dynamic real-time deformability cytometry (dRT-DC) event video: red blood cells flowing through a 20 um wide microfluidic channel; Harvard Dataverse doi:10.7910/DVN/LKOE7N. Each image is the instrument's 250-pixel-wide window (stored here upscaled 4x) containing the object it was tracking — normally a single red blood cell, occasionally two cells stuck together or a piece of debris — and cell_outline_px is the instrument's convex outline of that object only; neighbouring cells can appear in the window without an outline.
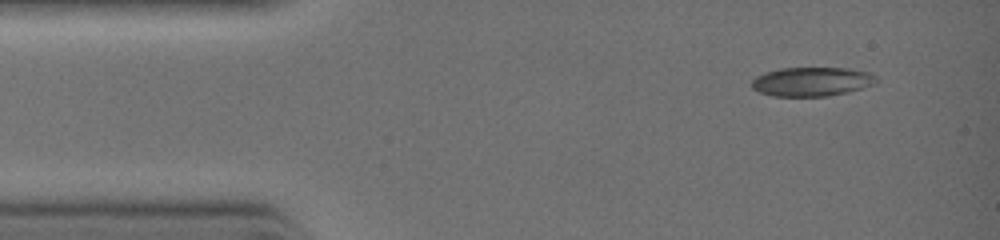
{"species": "common noctule bat (a hibernating species)", "species_latin": "Nyctalus noctula", "temperature_condition": "warm", "stored_images_in_passage": 4, "camera_frame_rate_fps": 3000, "um_per_image_px": 0.085, "animal": {"sex": "female", "body_mass_g": 19.0, "forearm_length_mm": 51.5}, "frame": {"image": 1, "passage_image": 1, "time_ms": 0.0, "image_size_px": [1000, 240], "cell_outline_px": [[880, 80], [872, 84], [848, 92], [828, 96], [772, 96], [760, 92], [752, 88], [752, 80], [756, 76], [764, 72], [780, 68], [848, 68], [868, 72], [876, 76]], "centroid_in_image_um": [68.99, 6.93], "position_along_channel_um": 16.0, "area_um2": 21.1}}
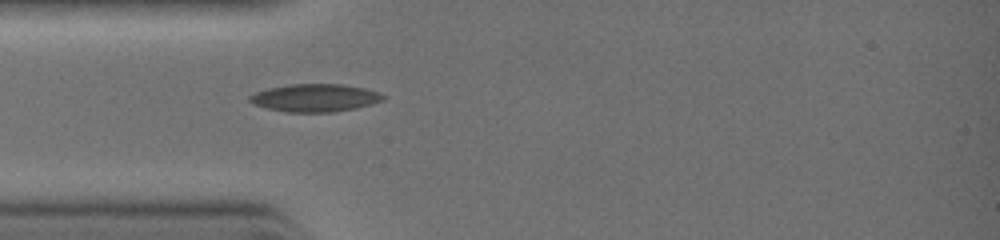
{"frame": {"image": 2, "passage_image": 4, "time_ms": 2.0, "image_size_px": [1000, 240], "cell_outline_px": [[384, 100], [372, 104], [356, 108], [332, 112], [284, 112], [252, 104], [248, 100], [248, 96], [256, 92], [268, 88], [292, 84], [340, 84], [364, 88], [376, 92], [384, 96]], "centroid_in_image_um": [26.74, 8.32], "position_along_channel_um": 58.3, "area_um2": 21.5}}